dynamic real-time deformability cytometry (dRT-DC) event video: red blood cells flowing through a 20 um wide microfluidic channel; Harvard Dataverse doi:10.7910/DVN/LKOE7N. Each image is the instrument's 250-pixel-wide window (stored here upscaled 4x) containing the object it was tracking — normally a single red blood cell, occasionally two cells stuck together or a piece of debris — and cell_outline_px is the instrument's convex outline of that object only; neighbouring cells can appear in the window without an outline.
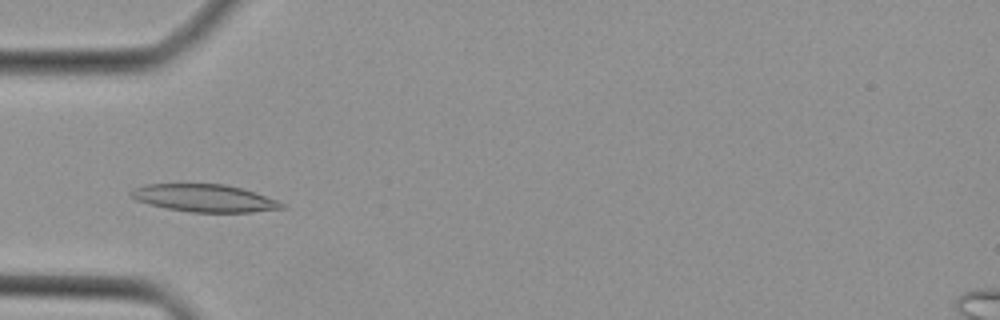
{"species": "Egyptian fruit bat (a non-hibernating species)", "species_latin": "Rousettus aegyptiacus", "temperature_condition": "cold", "stored_images_in_passage": 38, "camera_frame_rate_fps": 3000, "um_per_image_px": 0.085, "animal": {"sex": "female"}, "frame": {"image": 1, "passage_image": 8, "time_ms": 2.333, "image_size_px": [1000, 320], "cell_outline_px": [[288, 208], [252, 212], [192, 212], [168, 208], [148, 204], [136, 200], [128, 192], [132, 188], [144, 184], [224, 184], [240, 188], [276, 200], [284, 204]], "centroid_in_image_um": [17.34, 16.84], "position_along_channel_um": 67.7, "area_um2": 23.99}}
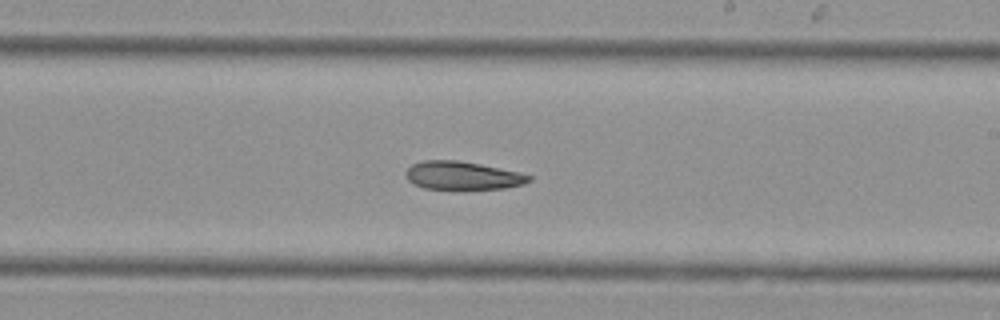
{"frame": {"image": 2, "passage_image": 20, "time_ms": 6.333, "image_size_px": [1000, 320], "cell_outline_px": [[532, 180], [524, 184], [504, 188], [424, 188], [412, 184], [404, 176], [404, 172], [412, 164], [420, 160], [456, 160], [480, 164], [520, 172], [532, 176]], "centroid_in_image_um": [39.28, 14.9], "position_along_channel_um": 249.7, "area_um2": 20.17}}
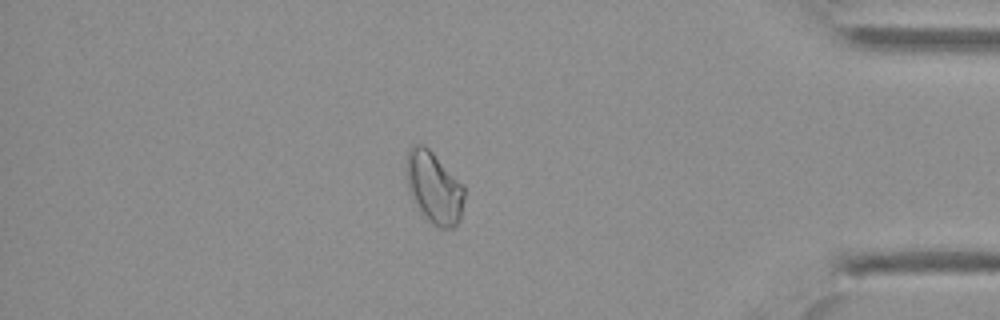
{"frame": {"image": 3, "passage_image": 32, "time_ms": 10.333, "image_size_px": [1000, 320], "cell_outline_px": [[464, 196], [460, 220], [452, 228], [440, 228], [432, 224], [420, 212], [408, 188], [404, 172], [404, 164], [408, 148], [412, 144], [424, 144], [464, 184]], "centroid_in_image_um": [36.86, 15.9], "position_along_channel_um": 398.3, "area_um2": 24.62}}